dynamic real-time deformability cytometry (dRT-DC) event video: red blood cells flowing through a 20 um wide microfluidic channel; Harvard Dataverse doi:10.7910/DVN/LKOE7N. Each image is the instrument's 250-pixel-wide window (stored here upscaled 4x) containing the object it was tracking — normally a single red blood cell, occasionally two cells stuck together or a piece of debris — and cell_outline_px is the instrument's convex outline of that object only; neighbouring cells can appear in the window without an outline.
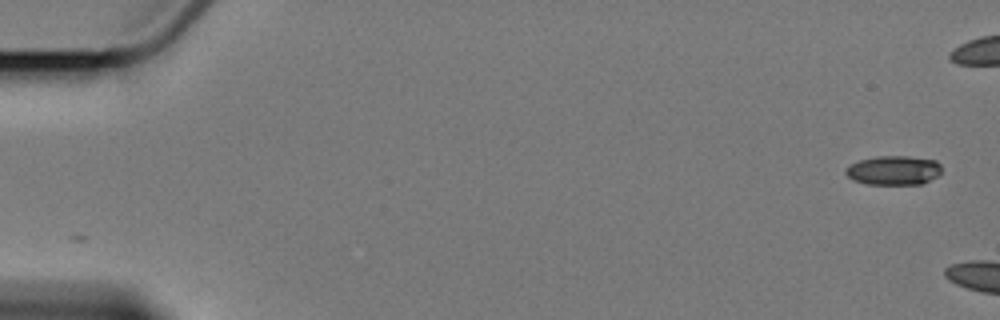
{"species": "Egyptian fruit bat (a non-hibernating species)", "species_latin": "Rousettus aegyptiacus", "temperature_condition": "cold", "stored_images_in_passage": 3, "camera_frame_rate_fps": 3000, "um_per_image_px": 0.085, "animal": {"sex": "female"}, "frame": {"image": 1, "passage_image": 1, "time_ms": 0.0, "image_size_px": [1000, 320], "cell_outline_px": [[940, 172], [936, 176], [920, 184], [868, 184], [852, 180], [844, 172], [848, 164], [860, 160], [876, 156], [908, 156], [936, 160], [940, 164]], "centroid_in_image_um": [75.91, 14.47], "position_along_channel_um": 9.1, "area_um2": 16.3}}